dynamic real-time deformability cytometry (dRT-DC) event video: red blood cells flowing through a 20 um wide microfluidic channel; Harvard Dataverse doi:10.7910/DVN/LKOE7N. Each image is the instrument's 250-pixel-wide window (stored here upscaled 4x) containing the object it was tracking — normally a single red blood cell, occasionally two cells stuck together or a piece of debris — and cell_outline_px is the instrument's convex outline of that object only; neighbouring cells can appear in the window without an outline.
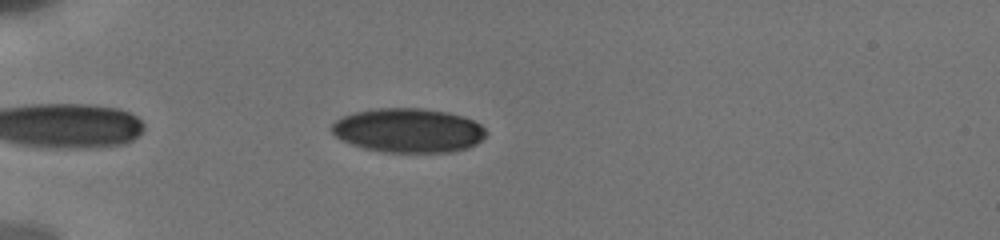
{"species": "human", "species_latin": "Homo sapiens", "temperature_condition": "cold", "stored_images_in_passage": 5, "camera_frame_rate_fps": 3000, "um_per_image_px": 0.085, "donor": {"sex": "male"}, "frame": {"image": 1, "passage_image": 3, "time_ms": 1.0, "image_size_px": [1000, 240], "cell_outline_px": [[488, 132], [476, 144], [468, 148], [452, 152], [384, 152], [364, 148], [352, 144], [336, 136], [332, 132], [332, 124], [336, 120], [344, 116], [356, 112], [372, 108], [424, 108], [448, 112], [464, 116], [480, 124]], "centroid_in_image_um": [34.74, 11.08], "position_along_channel_um": 50.3, "area_um2": 39.77}}
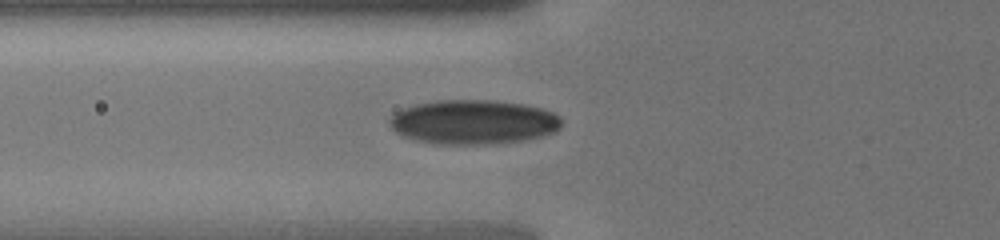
{"frame": {"image": 2, "passage_image": 5, "time_ms": 2.667, "image_size_px": [1000, 240], "cell_outline_px": [[560, 128], [544, 136], [524, 140], [484, 144], [436, 144], [416, 140], [404, 136], [396, 132], [388, 124], [388, 120], [396, 112], [404, 108], [416, 104], [436, 100], [492, 100], [524, 104], [544, 108], [560, 116]], "centroid_in_image_um": [40.23, 10.37], "position_along_channel_um": 85.6, "area_um2": 44.51}}